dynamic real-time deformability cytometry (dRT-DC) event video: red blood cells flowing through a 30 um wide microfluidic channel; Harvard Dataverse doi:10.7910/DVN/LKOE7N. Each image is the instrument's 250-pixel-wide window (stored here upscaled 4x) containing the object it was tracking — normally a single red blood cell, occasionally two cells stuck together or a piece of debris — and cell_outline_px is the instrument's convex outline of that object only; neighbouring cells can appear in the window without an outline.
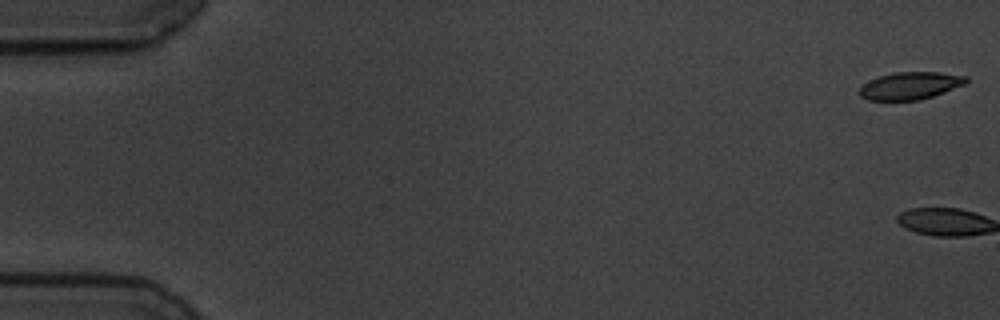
{"species": "common noctule bat (a hibernating species)", "species_latin": "Nyctalus noctula", "temperature_condition": "cold", "stored_images_in_passage": 2, "camera_frame_rate_fps": 3000, "um_per_image_px": 0.085, "animal": {"sex": "male", "body_mass_g": 19.5, "forearm_length_mm": 54.6}, "frame": {"image": 1, "passage_image": 1, "time_ms": 0.0, "image_size_px": [1000, 320], "cell_outline_px": [[968, 80], [964, 84], [944, 92], [920, 100], [868, 100], [860, 96], [860, 88], [864, 84], [880, 76], [892, 72], [940, 72], [968, 76]], "centroid_in_image_um": [77.39, 7.28], "position_along_channel_um": 7.6, "area_um2": 16.88}}